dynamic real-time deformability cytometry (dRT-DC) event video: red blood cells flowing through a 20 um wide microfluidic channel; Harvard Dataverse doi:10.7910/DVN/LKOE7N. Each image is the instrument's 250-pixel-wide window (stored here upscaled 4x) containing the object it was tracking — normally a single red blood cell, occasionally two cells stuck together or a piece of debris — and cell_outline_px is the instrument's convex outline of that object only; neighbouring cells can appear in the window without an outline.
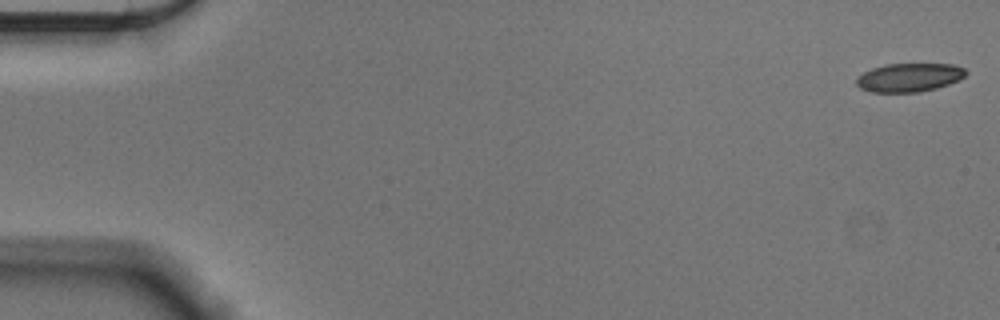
{"species": "Egyptian fruit bat (a non-hibernating species)", "species_latin": "Rousettus aegyptiacus", "temperature_condition": "cold", "stored_images_in_passage": 56, "camera_frame_rate_fps": 3000, "um_per_image_px": 0.085, "animal": {"sex": "male"}, "frame": {"image": 1, "passage_image": 1, "time_ms": 0.0, "image_size_px": [1000, 320], "cell_outline_px": [[968, 72], [960, 80], [936, 88], [920, 92], [872, 92], [860, 88], [856, 84], [856, 80], [864, 72], [872, 68], [888, 64], [952, 64], [964, 68]], "centroid_in_image_um": [77.31, 6.58], "position_along_channel_um": 7.7, "area_um2": 18.15}}
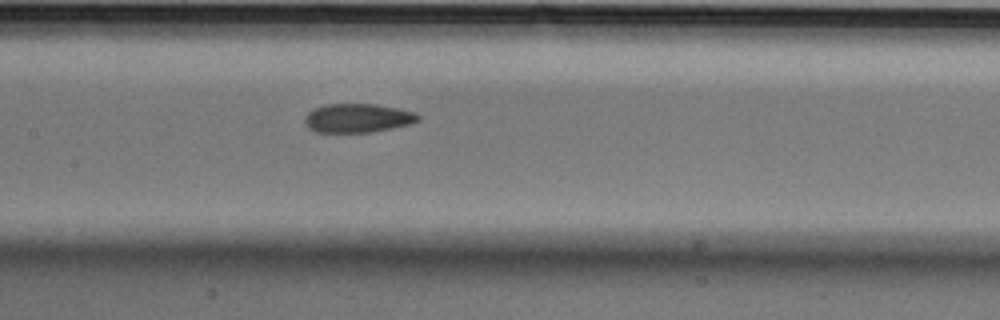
{"frame": {"image": 2, "passage_image": 27, "time_ms": 8.667, "image_size_px": [1000, 320], "cell_outline_px": [[420, 120], [412, 124], [392, 128], [368, 132], [316, 132], [308, 128], [304, 120], [308, 112], [324, 104], [376, 104], [416, 112], [420, 116]], "centroid_in_image_um": [30.43, 10.03], "position_along_channel_um": 177.0, "area_um2": 19.07}}
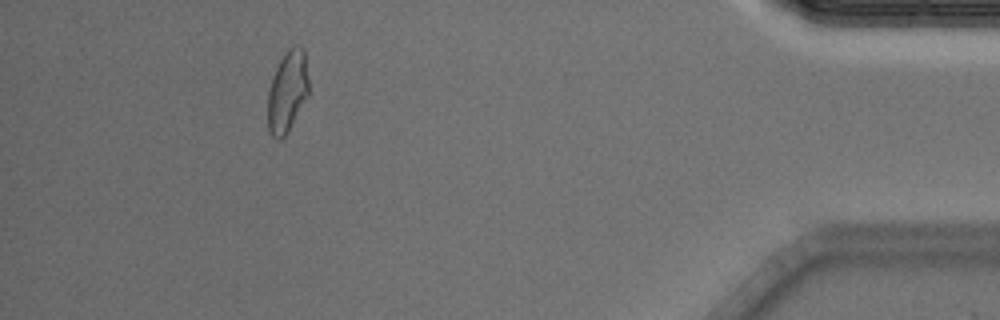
{"frame": {"image": 3, "passage_image": 51, "time_ms": 16.667, "image_size_px": [1000, 320], "cell_outline_px": [[308, 96], [284, 136], [280, 140], [276, 140], [272, 136], [268, 128], [268, 92], [272, 76], [280, 60], [288, 48], [296, 44], [300, 44], [304, 48], [308, 80]], "centroid_in_image_um": [24.42, 7.74], "position_along_channel_um": 410.8, "area_um2": 19.36}, "authors_computed_cell_mechanics": {"area_um2": 19.5075, "velocity_mm_per_s": 3.5997, "shape_relaxation_time_tau1_ms": null, "shape_relaxation_time_tau2_ms": 2.2672, "deformation_change_tau1": null, "deformation_change_tau2": 0.0743}}